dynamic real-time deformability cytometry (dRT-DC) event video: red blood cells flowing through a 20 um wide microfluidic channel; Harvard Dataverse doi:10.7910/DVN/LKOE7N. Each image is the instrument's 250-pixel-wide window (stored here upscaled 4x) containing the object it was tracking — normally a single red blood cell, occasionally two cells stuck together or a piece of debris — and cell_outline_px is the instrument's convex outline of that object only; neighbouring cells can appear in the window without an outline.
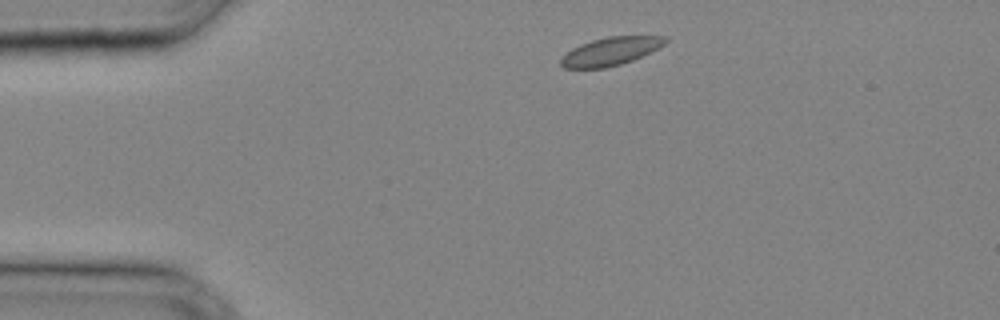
{"species": "common noctule bat (a hibernating species)", "species_latin": "Nyctalus noctula", "temperature_condition": "cold", "stored_images_in_passage": 25, "camera_frame_rate_fps": 3000, "um_per_image_px": 0.085, "animal": {"sex": "male", "body_mass_g": 20.4}, "frame": {"image": 1, "passage_image": 1, "time_ms": 0.0, "image_size_px": [1000, 320], "cell_outline_px": [[668, 40], [664, 44], [632, 60], [620, 64], [604, 68], [564, 68], [560, 64], [560, 56], [572, 48], [580, 44], [592, 40], [608, 36], [668, 36]], "centroid_in_image_um": [51.84, 4.35], "position_along_channel_um": 33.2, "area_um2": 16.99}}
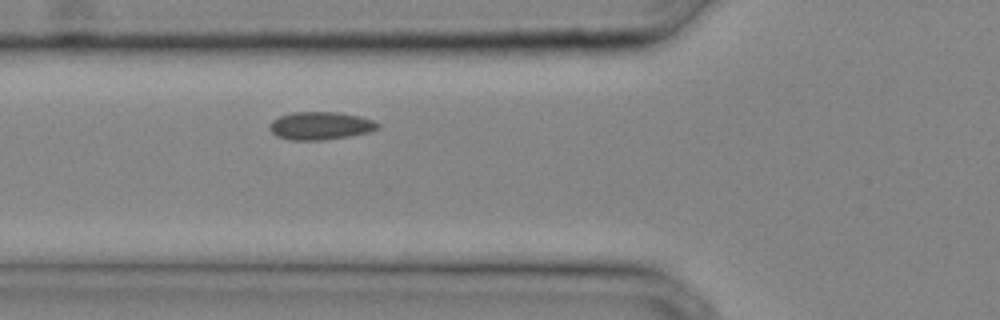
{"frame": {"image": 2, "passage_image": 7, "time_ms": 2.0, "image_size_px": [1000, 320], "cell_outline_px": [[380, 128], [372, 132], [352, 136], [324, 140], [292, 140], [276, 136], [268, 128], [268, 124], [272, 120], [280, 116], [292, 112], [336, 112], [360, 116], [372, 120], [380, 124]], "centroid_in_image_um": [27.25, 10.69], "position_along_channel_um": 98.5, "area_um2": 17.86}}
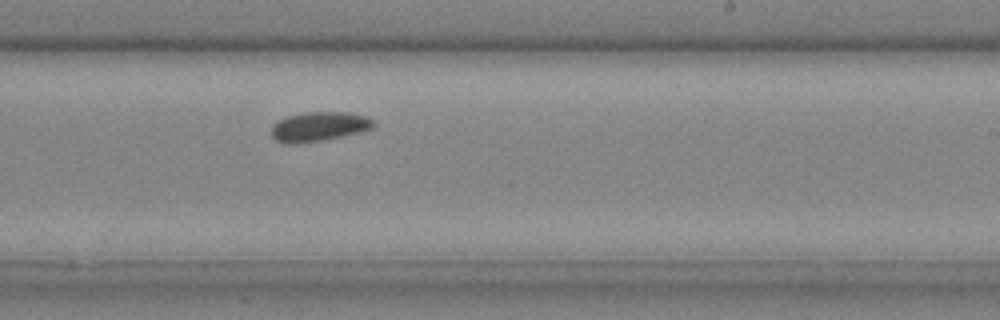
{"frame": {"image": 3, "passage_image": 16, "time_ms": 5.0, "image_size_px": [1000, 320], "cell_outline_px": [[376, 124], [372, 128], [360, 132], [320, 140], [288, 144], [276, 140], [272, 136], [272, 124], [288, 116], [304, 112], [344, 112], [368, 116]], "centroid_in_image_um": [27.12, 10.74], "position_along_channel_um": 261.9, "area_um2": 17.22}}